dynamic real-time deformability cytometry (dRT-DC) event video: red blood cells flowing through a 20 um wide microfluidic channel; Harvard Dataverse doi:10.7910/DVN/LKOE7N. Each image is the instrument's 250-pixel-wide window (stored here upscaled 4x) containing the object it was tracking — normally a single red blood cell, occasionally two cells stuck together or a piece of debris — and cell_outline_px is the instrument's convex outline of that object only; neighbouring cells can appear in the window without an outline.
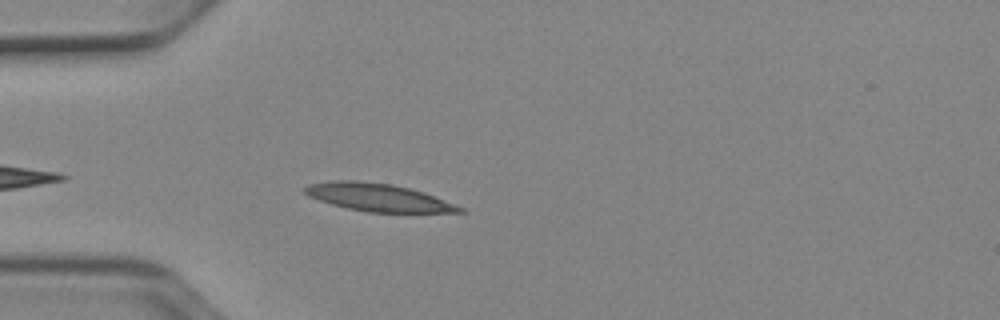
{"species": "Egyptian fruit bat (a non-hibernating species)", "species_latin": "Rousettus aegyptiacus", "temperature_condition": "cold", "stored_images_in_passage": 12, "camera_frame_rate_fps": 3000, "um_per_image_px": 0.085, "animal": {"sex": "female"}, "frame": {"image": 1, "passage_image": 4, "time_ms": 1.0, "image_size_px": [1000, 320], "cell_outline_px": [[468, 212], [368, 212], [348, 208], [332, 204], [308, 196], [304, 192], [304, 188], [308, 184], [332, 180], [356, 180], [392, 184], [408, 188], [432, 196], [464, 208]], "centroid_in_image_um": [32.08, 16.77], "position_along_channel_um": 52.9, "area_um2": 24.57}}
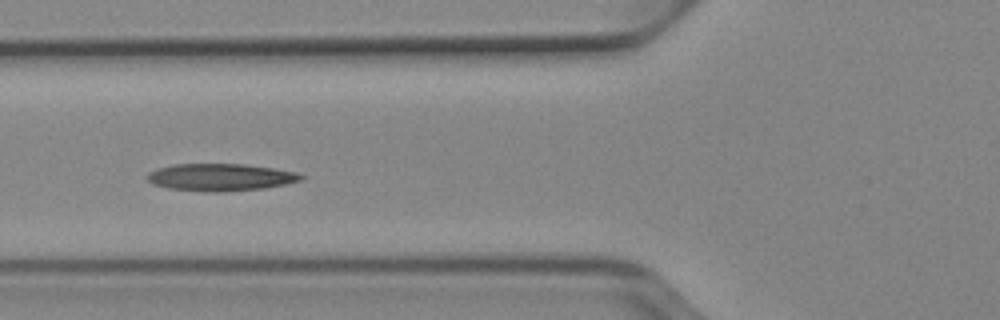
{"frame": {"image": 2, "passage_image": 9, "time_ms": 2.667, "image_size_px": [1000, 320], "cell_outline_px": [[304, 180], [264, 188], [220, 192], [204, 192], [168, 188], [152, 184], [148, 180], [148, 172], [156, 168], [172, 164], [244, 164], [272, 168], [296, 172], [304, 176]], "centroid_in_image_um": [18.71, 15.06], "position_along_channel_um": 107.1, "area_um2": 24.51}}
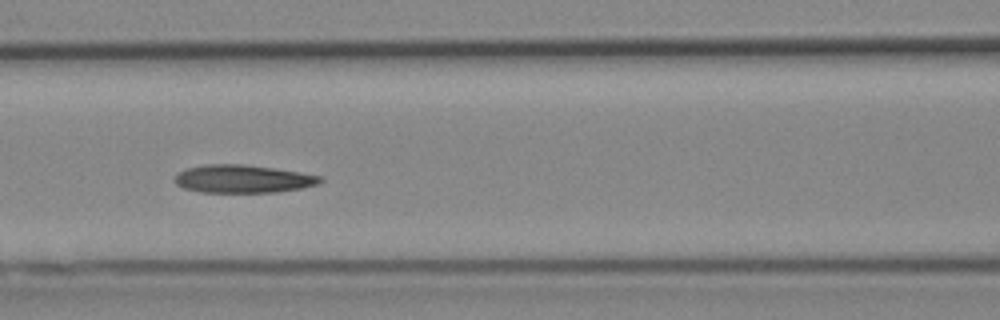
{"frame": {"image": 3, "passage_image": 12, "time_ms": 3.667, "image_size_px": [1000, 320], "cell_outline_px": [[324, 180], [316, 184], [300, 188], [276, 192], [200, 192], [184, 188], [176, 184], [176, 176], [180, 172], [188, 168], [208, 164], [244, 164], [300, 172], [324, 176]], "centroid_in_image_um": [20.68, 15.2], "position_along_channel_um": 145.9, "area_um2": 23.47}}